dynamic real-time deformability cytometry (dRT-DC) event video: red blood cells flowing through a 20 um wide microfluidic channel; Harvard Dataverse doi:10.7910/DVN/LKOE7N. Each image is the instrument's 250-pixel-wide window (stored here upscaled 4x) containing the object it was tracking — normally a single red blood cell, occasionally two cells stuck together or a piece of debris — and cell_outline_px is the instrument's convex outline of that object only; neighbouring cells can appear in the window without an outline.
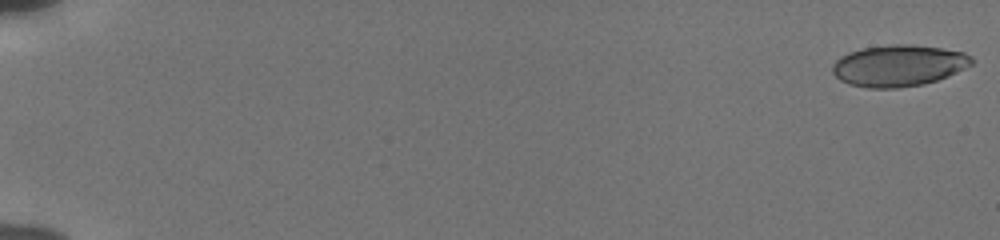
{"species": "human", "species_latin": "Homo sapiens", "temperature_condition": "cold", "stored_images_in_passage": 15, "camera_frame_rate_fps": 3000, "um_per_image_px": 0.085, "donor": {"sex": "male"}, "frame": {"image": 1, "passage_image": 1, "time_ms": 0.0, "image_size_px": [1000, 240], "cell_outline_px": [[976, 60], [972, 64], [948, 76], [924, 84], [896, 88], [868, 88], [848, 84], [840, 80], [832, 72], [832, 64], [840, 56], [848, 52], [864, 48], [892, 44], [912, 44], [940, 48], [964, 52], [972, 56]], "centroid_in_image_um": [76.38, 5.57], "position_along_channel_um": 8.6, "area_um2": 33.76}}
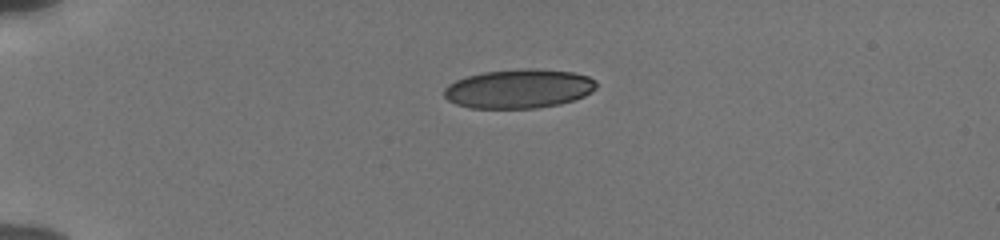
{"frame": {"image": 2, "passage_image": 15, "time_ms": 4.667, "image_size_px": [1000, 240], "cell_outline_px": [[596, 88], [592, 92], [584, 96], [560, 104], [536, 108], [472, 108], [456, 104], [448, 100], [444, 96], [444, 88], [448, 84], [456, 80], [468, 76], [484, 72], [524, 68], [532, 68], [572, 72], [588, 76], [596, 80]], "centroid_in_image_um": [44.1, 7.54], "position_along_channel_um": 40.9, "area_um2": 34.68}}